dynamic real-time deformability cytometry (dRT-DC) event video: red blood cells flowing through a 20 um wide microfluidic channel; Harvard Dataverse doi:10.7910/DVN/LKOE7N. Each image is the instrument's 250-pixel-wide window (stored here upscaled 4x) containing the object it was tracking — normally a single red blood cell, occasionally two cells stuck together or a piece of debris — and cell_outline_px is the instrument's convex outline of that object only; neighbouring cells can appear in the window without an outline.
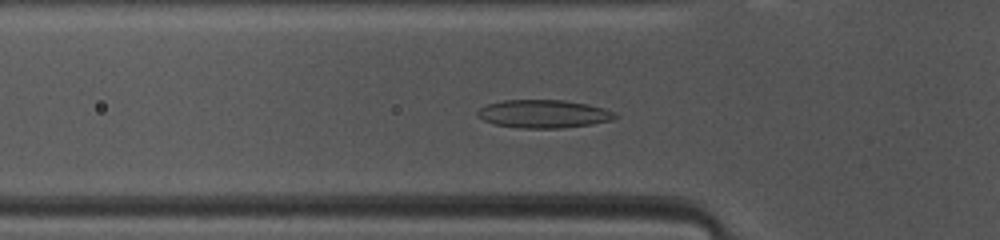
{"species": "common noctule bat (a hibernating species)", "species_latin": "Nyctalus noctula", "temperature_condition": "warm", "stored_images_in_passage": 39, "camera_frame_rate_fps": 3000, "um_per_image_px": 0.085, "animal": {"sex": "female", "body_mass_g": 10.0, "forearm_length_mm": 53.1}, "frame": {"image": 1, "passage_image": 6, "time_ms": 1.667, "image_size_px": [1000, 240], "cell_outline_px": [[620, 116], [612, 120], [592, 124], [560, 128], [520, 128], [496, 124], [484, 120], [476, 116], [476, 112], [480, 108], [488, 104], [504, 100], [564, 100], [588, 104], [604, 108], [616, 112]], "centroid_in_image_um": [46.24, 9.68], "position_along_channel_um": 79.6, "area_um2": 22.6}}
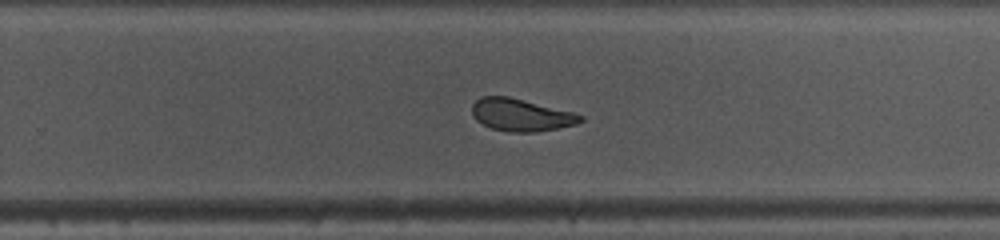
{"frame": {"image": 2, "passage_image": 21, "time_ms": 6.667, "image_size_px": [1000, 240], "cell_outline_px": [[584, 120], [576, 124], [536, 132], [508, 132], [492, 128], [476, 120], [472, 116], [472, 104], [480, 96], [508, 96], [572, 112], [584, 116]], "centroid_in_image_um": [44.26, 9.77], "position_along_channel_um": 285.5, "area_um2": 20.35}}
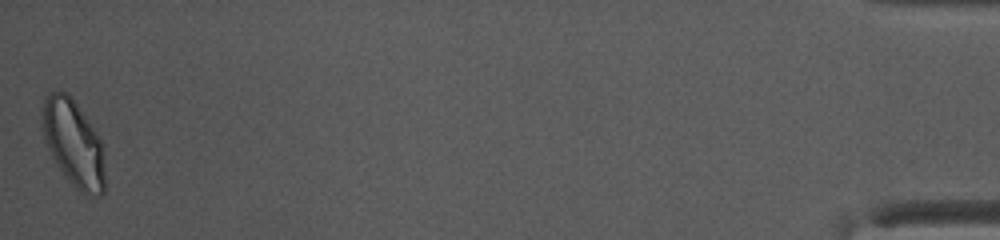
{"frame": {"image": 3, "passage_image": 39, "time_ms": 12.667, "image_size_px": [1000, 240], "cell_outline_px": [[104, 192], [100, 196], [84, 196], [64, 176], [52, 156], [44, 140], [44, 100], [48, 92], [68, 92], [72, 96], [96, 132], [100, 140], [104, 172]], "centroid_in_image_um": [6.26, 12.21], "position_along_channel_um": 428.9, "area_um2": 31.1}, "authors_computed_cell_mechanics": {"area_um2": 21.9062, "velocity_mm_per_s": 4.1004, "shape_relaxation_time_tau1_ms": 3.8861, "shape_relaxation_time_tau2_ms": 1.4811, "deformation_change_tau1": 0.1392, "deformation_change_tau2": 0.0769}}